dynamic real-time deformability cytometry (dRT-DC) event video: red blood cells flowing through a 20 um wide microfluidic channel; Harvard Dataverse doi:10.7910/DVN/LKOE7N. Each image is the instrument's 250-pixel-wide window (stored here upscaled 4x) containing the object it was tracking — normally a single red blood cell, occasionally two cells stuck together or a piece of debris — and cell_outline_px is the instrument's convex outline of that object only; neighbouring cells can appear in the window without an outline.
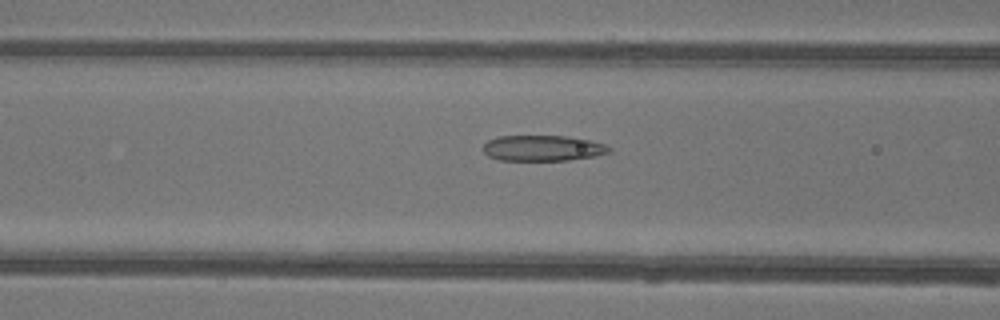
{"species": "common noctule bat (a hibernating species)", "species_latin": "Nyctalus noctula", "temperature_condition": "warm", "stored_images_in_passage": 35, "camera_frame_rate_fps": 3000, "um_per_image_px": 0.085, "animal": {"sex": "female"}, "frame": {"image": 1, "passage_image": 6, "time_ms": 1.667, "image_size_px": [1000, 320], "cell_outline_px": [[612, 152], [596, 156], [568, 160], [500, 160], [488, 156], [484, 152], [484, 144], [488, 140], [496, 136], [564, 136], [588, 140], [604, 144], [612, 148]], "centroid_in_image_um": [46.14, 12.59], "position_along_channel_um": 120.5, "area_um2": 18.84}}
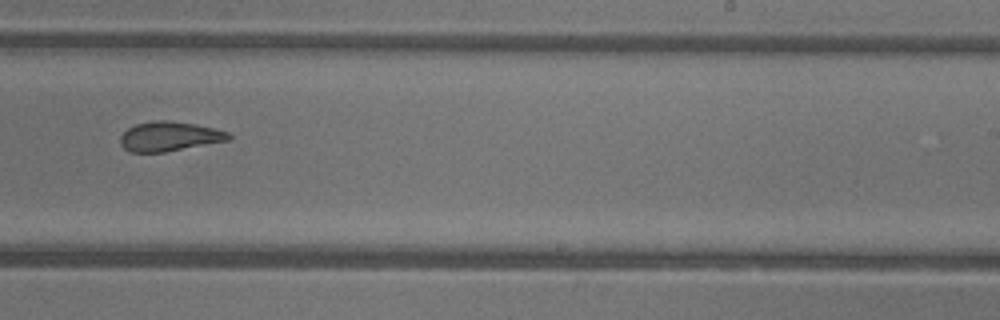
{"frame": {"image": 2, "passage_image": 17, "time_ms": 5.333, "image_size_px": [1000, 320], "cell_outline_px": [[232, 136], [228, 140], [164, 152], [128, 152], [120, 144], [120, 136], [128, 128], [136, 124], [152, 120], [168, 120], [196, 124], [228, 132]], "centroid_in_image_um": [14.35, 11.59], "position_along_channel_um": 274.6, "area_um2": 18.55}}
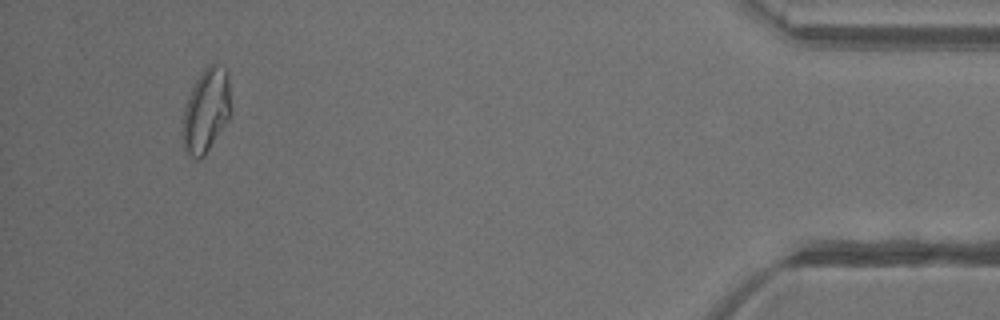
{"frame": {"image": 3, "passage_image": 32, "time_ms": 10.333, "image_size_px": [1000, 320], "cell_outline_px": [[232, 112], [228, 120], [204, 156], [200, 160], [196, 160], [184, 148], [180, 132], [184, 108], [188, 96], [196, 80], [204, 68], [208, 64], [216, 64], [224, 68], [228, 72]], "centroid_in_image_um": [17.52, 9.4], "position_along_channel_um": 417.7, "area_um2": 23.99}, "authors_computed_cell_mechanics": {"area_um2": 19.9988, "velocity_mm_per_s": 4.2093, "shape_relaxation_time_tau1_ms": null, "shape_relaxation_time_tau2_ms": 2.0532, "deformation_change_tau1": null, "deformation_change_tau2": 0.0994}}